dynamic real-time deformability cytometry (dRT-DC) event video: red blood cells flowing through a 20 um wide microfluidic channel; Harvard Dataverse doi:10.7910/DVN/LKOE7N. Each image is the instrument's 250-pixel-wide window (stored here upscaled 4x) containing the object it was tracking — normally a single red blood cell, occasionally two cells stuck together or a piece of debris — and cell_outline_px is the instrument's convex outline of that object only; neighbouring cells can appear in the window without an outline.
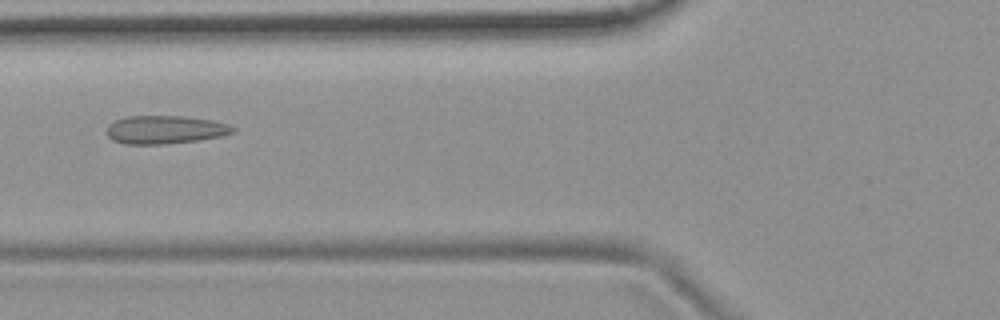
{"species": "common noctule bat (a hibernating species)", "species_latin": "Nyctalus noctula", "temperature_condition": "room temperature", "stored_images_in_passage": 54, "camera_frame_rate_fps": 3000, "um_per_image_px": 0.085, "animal": {"sex": "female", "body_mass_g": 19.9}, "frame": {"image": 1, "passage_image": 21, "time_ms": 6.667, "image_size_px": [1000, 320], "cell_outline_px": [[236, 132], [220, 136], [196, 140], [160, 144], [124, 144], [112, 140], [108, 136], [108, 124], [116, 120], [128, 116], [184, 116], [212, 120], [228, 124], [236, 128]], "centroid_in_image_um": [14.04, 11.01], "position_along_channel_um": 111.8, "area_um2": 20.63}}
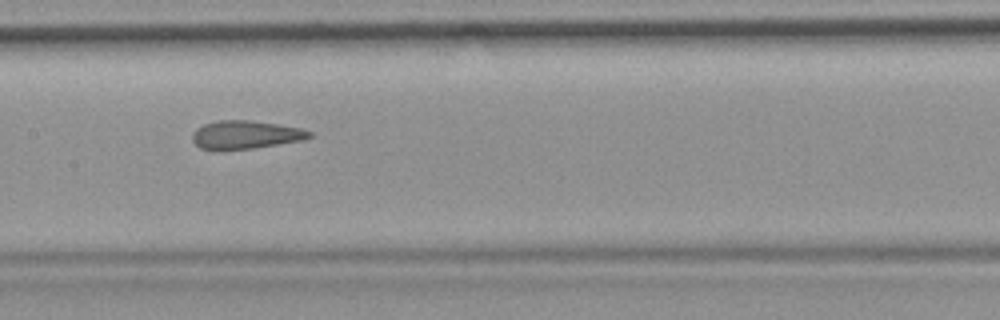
{"frame": {"image": 2, "passage_image": 27, "time_ms": 8.667, "image_size_px": [1000, 320], "cell_outline_px": [[312, 136], [304, 140], [252, 148], [220, 152], [200, 148], [192, 140], [192, 136], [196, 128], [204, 124], [220, 120], [248, 120], [276, 124], [300, 128], [312, 132]], "centroid_in_image_um": [20.83, 11.48], "position_along_channel_um": 186.6, "area_um2": 19.48}}
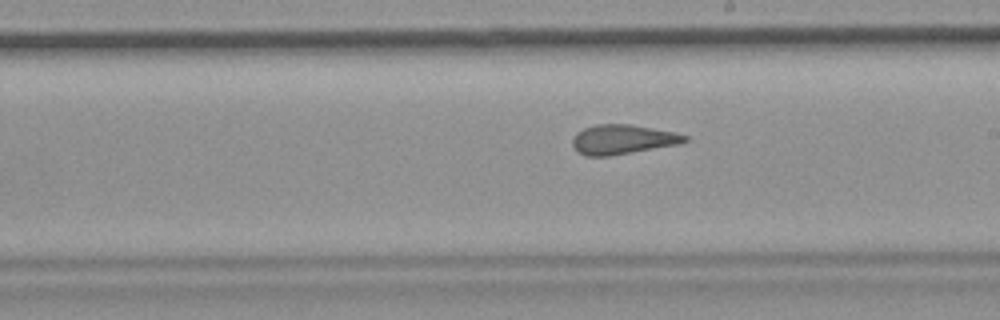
{"frame": {"image": 3, "passage_image": 31, "time_ms": 10.0, "image_size_px": [1000, 320], "cell_outline_px": [[688, 140], [680, 144], [608, 156], [584, 156], [576, 152], [572, 144], [572, 140], [576, 132], [584, 128], [596, 124], [632, 124], [676, 132], [688, 136]], "centroid_in_image_um": [52.91, 11.85], "position_along_channel_um": 236.1, "area_um2": 19.54}, "authors_computed_cell_mechanics": {"area_um2": 20.8369, "velocity_mm_per_s": 3.7381, "shape_relaxation_time_tau1_ms": null, "shape_relaxation_time_tau2_ms": 1.4707, "deformation_change_tau1": null, "deformation_change_tau2": 0.0959}}